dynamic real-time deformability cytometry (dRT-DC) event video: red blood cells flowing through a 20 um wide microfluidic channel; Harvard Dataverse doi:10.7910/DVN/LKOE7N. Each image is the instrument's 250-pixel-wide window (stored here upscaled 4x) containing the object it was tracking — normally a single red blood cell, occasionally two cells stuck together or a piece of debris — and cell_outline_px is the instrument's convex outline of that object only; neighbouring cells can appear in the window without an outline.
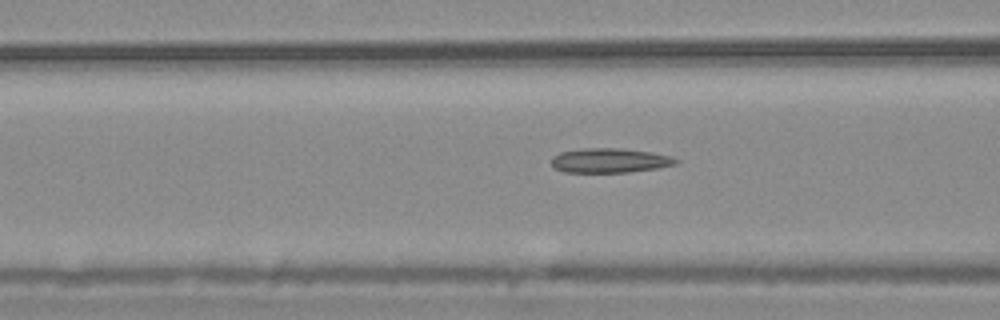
{"species": "common noctule bat (a hibernating species)", "species_latin": "Nyctalus noctula", "temperature_condition": "warm", "stored_images_in_passage": 54, "camera_frame_rate_fps": 3000, "um_per_image_px": 0.085, "animal": {"sex": "male", "body_mass_g": 20.4}, "frame": {"image": 1, "passage_image": 21, "time_ms": 6.667, "image_size_px": [1000, 320], "cell_outline_px": [[680, 160], [676, 164], [656, 168], [628, 172], [564, 172], [556, 168], [552, 164], [552, 156], [560, 152], [584, 148], [624, 148], [652, 152], [672, 156]], "centroid_in_image_um": [51.85, 13.63], "position_along_channel_um": 114.7, "area_um2": 17.8}}
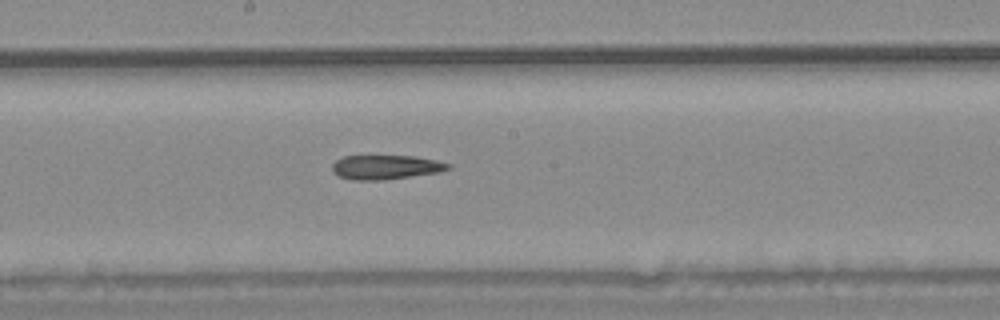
{"frame": {"image": 2, "passage_image": 29, "time_ms": 9.333, "image_size_px": [1000, 320], "cell_outline_px": [[452, 168], [440, 172], [384, 180], [352, 180], [336, 176], [332, 172], [332, 164], [336, 160], [344, 156], [416, 156], [436, 160], [452, 164]], "centroid_in_image_um": [32.79, 14.21], "position_along_channel_um": 215.4, "area_um2": 16.65}}
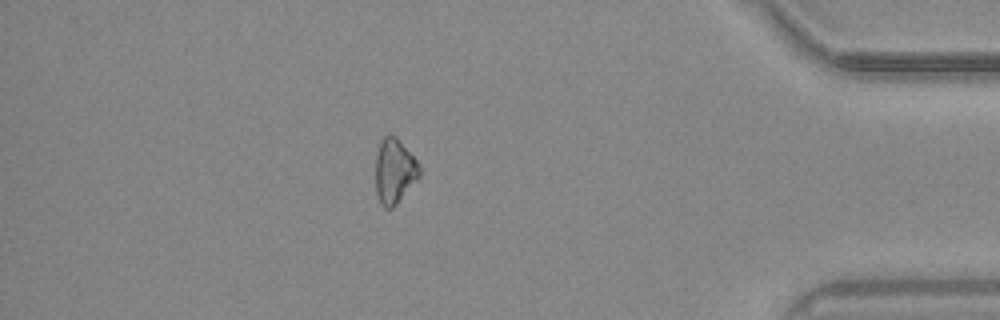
{"frame": {"image": 3, "passage_image": 47, "time_ms": 15.333, "image_size_px": [1000, 320], "cell_outline_px": [[420, 176], [396, 204], [392, 208], [384, 208], [380, 204], [376, 192], [376, 156], [380, 144], [384, 136], [388, 132], [396, 136], [416, 160], [420, 168]], "centroid_in_image_um": [33.51, 14.54], "position_along_channel_um": 401.7, "area_um2": 16.47}}